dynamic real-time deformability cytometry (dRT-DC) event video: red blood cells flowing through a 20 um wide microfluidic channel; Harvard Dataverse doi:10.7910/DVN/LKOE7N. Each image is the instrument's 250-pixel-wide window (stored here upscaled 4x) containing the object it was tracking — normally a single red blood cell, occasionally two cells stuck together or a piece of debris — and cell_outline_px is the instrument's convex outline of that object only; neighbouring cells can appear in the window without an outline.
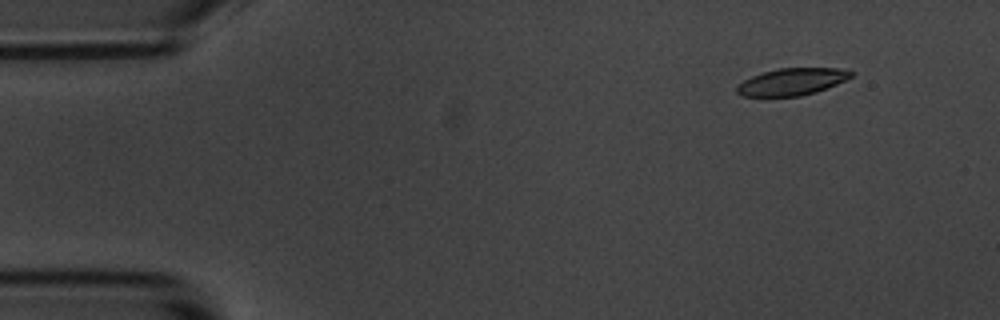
{"species": "common noctule bat (a hibernating species)", "species_latin": "Nyctalus noctula", "temperature_condition": "room temperature", "stored_images_in_passage": 5, "camera_frame_rate_fps": 3000, "um_per_image_px": 0.085, "animal": {"sex": "male", "body_mass_g": 20.1, "forearm_length_mm": 53.5}, "frame": {"image": 1, "passage_image": 2, "time_ms": 1.0, "image_size_px": [1000, 320], "cell_outline_px": [[852, 76], [836, 84], [816, 92], [800, 96], [740, 96], [736, 92], [736, 84], [752, 76], [764, 72], [780, 68], [840, 68], [852, 72]], "centroid_in_image_um": [67.27, 6.95], "position_along_channel_um": 17.7, "area_um2": 17.86}}
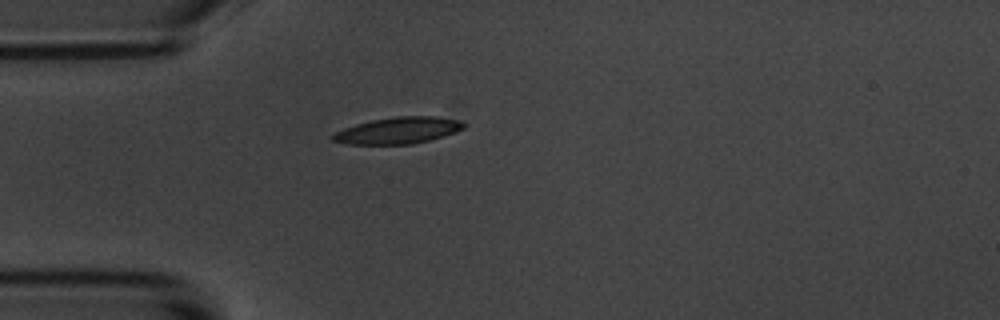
{"frame": {"image": 2, "passage_image": 5, "time_ms": 4.333, "image_size_px": [1000, 320], "cell_outline_px": [[464, 128], [456, 132], [428, 140], [412, 144], [344, 144], [332, 140], [332, 136], [336, 132], [344, 128], [356, 124], [372, 120], [396, 116], [436, 116], [460, 120], [464, 124]], "centroid_in_image_um": [33.84, 11.08], "position_along_channel_um": 51.2, "area_um2": 20.11}}